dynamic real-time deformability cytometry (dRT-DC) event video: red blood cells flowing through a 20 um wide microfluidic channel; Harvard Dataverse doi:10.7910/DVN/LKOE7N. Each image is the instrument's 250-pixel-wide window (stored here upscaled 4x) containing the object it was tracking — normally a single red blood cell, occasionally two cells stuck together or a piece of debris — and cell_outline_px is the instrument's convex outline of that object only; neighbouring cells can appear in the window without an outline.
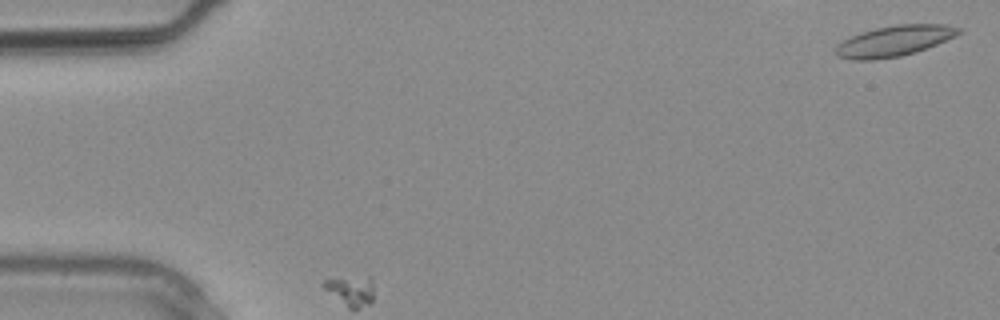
{"species": "common noctule bat (a hibernating species)", "species_latin": "Nyctalus noctula", "temperature_condition": "warm", "stored_images_in_passage": 4, "camera_frame_rate_fps": 3000, "um_per_image_px": 0.085, "animal": {"sex": "male", "body_mass_g": 20.4}, "frame": {"image": 1, "passage_image": 1, "time_ms": 0.0, "image_size_px": [1000, 320], "cell_outline_px": [[964, 32], [956, 36], [916, 52], [900, 56], [872, 60], [852, 60], [836, 56], [836, 48], [844, 40], [852, 36], [876, 28], [896, 24], [944, 24], [964, 28]], "centroid_in_image_um": [76.08, 3.47], "position_along_channel_um": 8.9, "area_um2": 21.91}}